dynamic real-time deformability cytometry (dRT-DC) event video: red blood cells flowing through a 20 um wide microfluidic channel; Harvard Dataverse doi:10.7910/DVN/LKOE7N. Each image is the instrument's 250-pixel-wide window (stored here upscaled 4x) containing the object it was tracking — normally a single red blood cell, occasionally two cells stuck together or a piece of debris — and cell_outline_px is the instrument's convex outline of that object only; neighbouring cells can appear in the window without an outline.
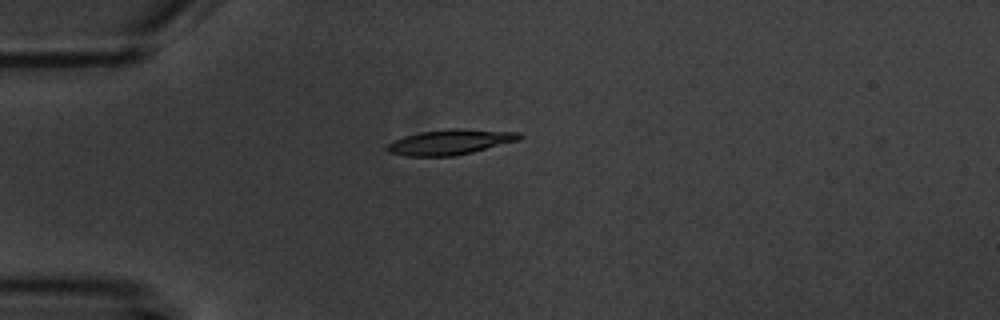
{"species": "common noctule bat (a hibernating species)", "species_latin": "Nyctalus noctula", "temperature_condition": "warm", "stored_images_in_passage": 11, "camera_frame_rate_fps": 3000, "um_per_image_px": 0.085, "animal": {"sex": "male", "body_mass_g": 20.1, "forearm_length_mm": 53.5}, "frame": {"image": 1, "passage_image": 4, "time_ms": 4.333, "image_size_px": [1000, 320], "cell_outline_px": [[524, 136], [520, 140], [472, 152], [452, 156], [404, 156], [388, 152], [384, 148], [392, 140], [404, 136], [420, 132], [448, 128], [456, 128], [520, 132]], "centroid_in_image_um": [38.25, 12.07], "position_along_channel_um": 46.7, "area_um2": 19.65}}
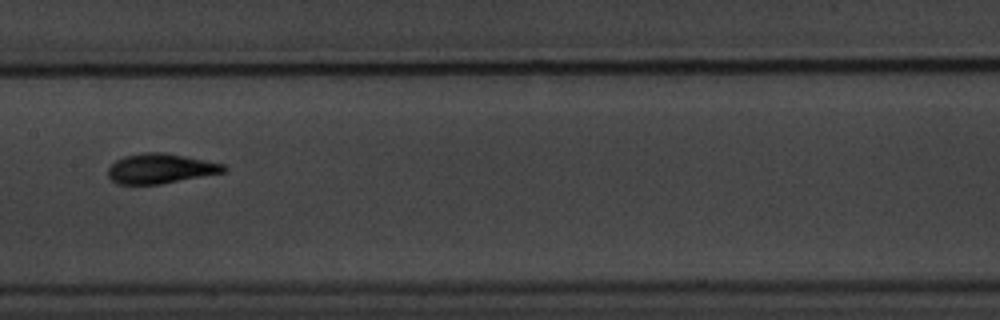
{"frame": {"image": 2, "passage_image": 8, "time_ms": 9.0, "image_size_px": [1000, 320], "cell_outline_px": [[228, 168], [224, 172], [160, 184], [116, 184], [108, 176], [108, 168], [116, 160], [124, 156], [144, 152], [164, 152], [224, 164]], "centroid_in_image_um": [13.61, 14.32], "position_along_channel_um": 193.8, "area_um2": 20.0}}
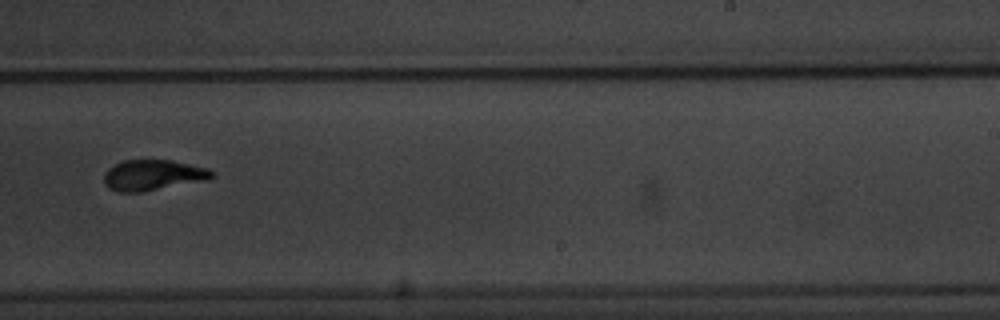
{"frame": {"image": 3, "passage_image": 10, "time_ms": 11.333, "image_size_px": [1000, 320], "cell_outline_px": [[216, 176], [208, 180], [144, 192], [120, 192], [108, 188], [104, 184], [104, 172], [108, 168], [124, 160], [172, 160], [208, 168], [216, 172]], "centroid_in_image_um": [13.04, 14.89], "position_along_channel_um": 276.0, "area_um2": 19.59}}